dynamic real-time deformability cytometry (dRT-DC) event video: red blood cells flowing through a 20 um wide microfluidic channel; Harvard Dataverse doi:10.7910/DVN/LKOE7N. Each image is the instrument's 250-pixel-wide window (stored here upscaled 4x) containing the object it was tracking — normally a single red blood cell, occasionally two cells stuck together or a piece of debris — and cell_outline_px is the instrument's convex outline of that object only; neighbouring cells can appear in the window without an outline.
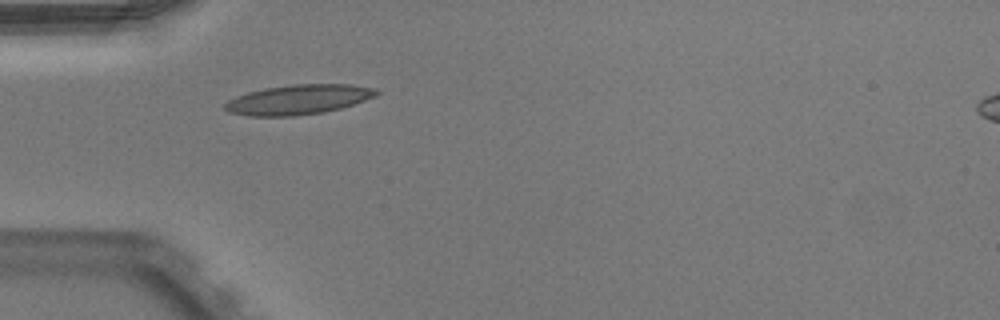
{"species": "Egyptian fruit bat (a non-hibernating species)", "species_latin": "Rousettus aegyptiacus", "temperature_condition": "warm", "stored_images_in_passage": 36, "camera_frame_rate_fps": 3000, "um_per_image_px": 0.085, "animal": {"sex": "male"}, "frame": {"image": 1, "passage_image": 1, "time_ms": 0.0, "image_size_px": [1000, 320], "cell_outline_px": [[380, 92], [376, 96], [340, 108], [324, 112], [292, 116], [248, 116], [228, 112], [224, 108], [224, 104], [228, 100], [236, 96], [248, 92], [264, 88], [292, 84], [348, 84], [376, 88]], "centroid_in_image_um": [25.34, 8.46], "position_along_channel_um": 59.7, "area_um2": 26.3}}
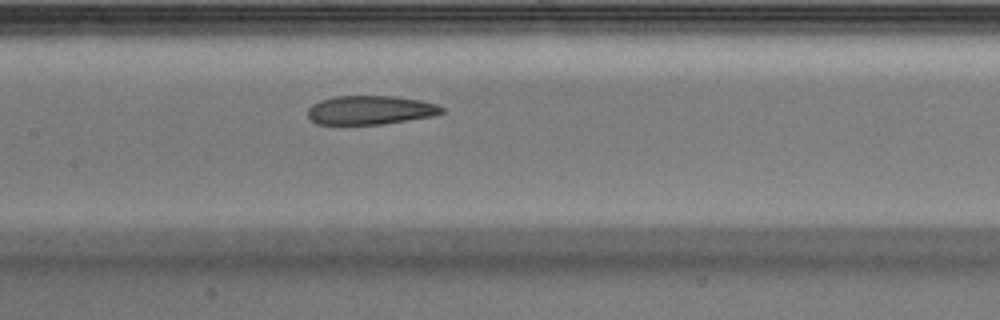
{"frame": {"image": 2, "passage_image": 10, "time_ms": 3.0, "image_size_px": [1000, 320], "cell_outline_px": [[444, 112], [432, 116], [384, 124], [316, 124], [308, 116], [308, 108], [312, 104], [320, 100], [336, 96], [396, 96], [420, 100], [436, 104], [444, 108]], "centroid_in_image_um": [31.47, 9.35], "position_along_channel_um": 175.9, "area_um2": 22.54}}
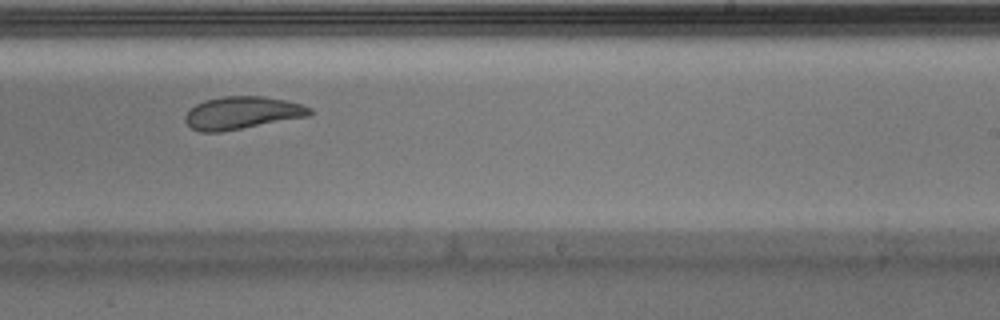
{"frame": {"image": 3, "passage_image": 17, "time_ms": 5.333, "image_size_px": [1000, 320], "cell_outline_px": [[312, 112], [308, 116], [220, 132], [200, 132], [192, 128], [184, 120], [184, 116], [196, 104], [204, 100], [224, 96], [264, 96], [284, 100], [300, 104], [312, 108]], "centroid_in_image_um": [20.55, 9.59], "position_along_channel_um": 268.4, "area_um2": 23.41}, "authors_computed_cell_mechanics": {"area_um2": 24.565, "velocity_mm_per_s": 3.9765, "shape_relaxation_time_tau1_ms": 6.6602, "shape_relaxation_time_tau2_ms": 2.7116, "deformation_change_tau1": 0.1859, "deformation_change_tau2": 0.0851}}